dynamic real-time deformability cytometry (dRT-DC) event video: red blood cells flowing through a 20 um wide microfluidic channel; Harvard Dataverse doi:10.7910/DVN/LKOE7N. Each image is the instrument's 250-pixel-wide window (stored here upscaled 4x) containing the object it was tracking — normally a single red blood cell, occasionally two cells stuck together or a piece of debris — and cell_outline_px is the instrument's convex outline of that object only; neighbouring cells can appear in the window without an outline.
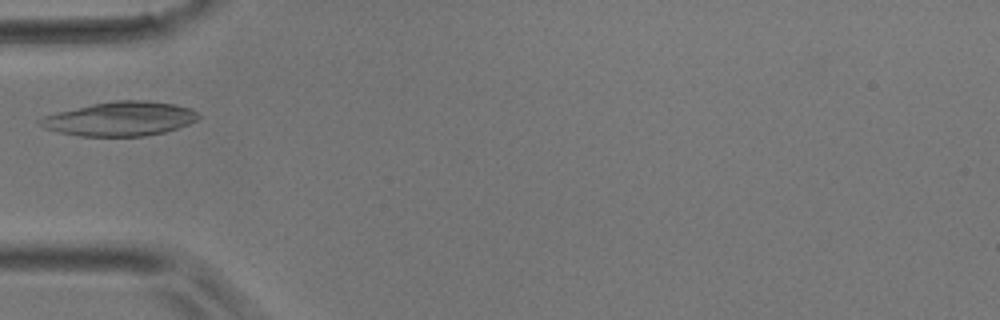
{"species": "common noctule bat (a hibernating species)", "species_latin": "Nyctalus noctula", "temperature_condition": "room temperature", "stored_images_in_passage": 1, "camera_frame_rate_fps": 3000, "um_per_image_px": 0.085, "animal": {"sex": "male", "body_mass_g": 17.9}, "frame": {"image": 1, "passage_image": 1, "time_ms": 0.0, "image_size_px": [1000, 320], "cell_outline_px": [[200, 116], [196, 120], [188, 124], [164, 132], [144, 136], [80, 136], [60, 132], [44, 128], [36, 124], [36, 120], [44, 116], [56, 112], [92, 104], [116, 100], [144, 100], [176, 104], [192, 108]], "centroid_in_image_um": [10.18, 10.09], "position_along_channel_um": 74.8, "area_um2": 31.56}}